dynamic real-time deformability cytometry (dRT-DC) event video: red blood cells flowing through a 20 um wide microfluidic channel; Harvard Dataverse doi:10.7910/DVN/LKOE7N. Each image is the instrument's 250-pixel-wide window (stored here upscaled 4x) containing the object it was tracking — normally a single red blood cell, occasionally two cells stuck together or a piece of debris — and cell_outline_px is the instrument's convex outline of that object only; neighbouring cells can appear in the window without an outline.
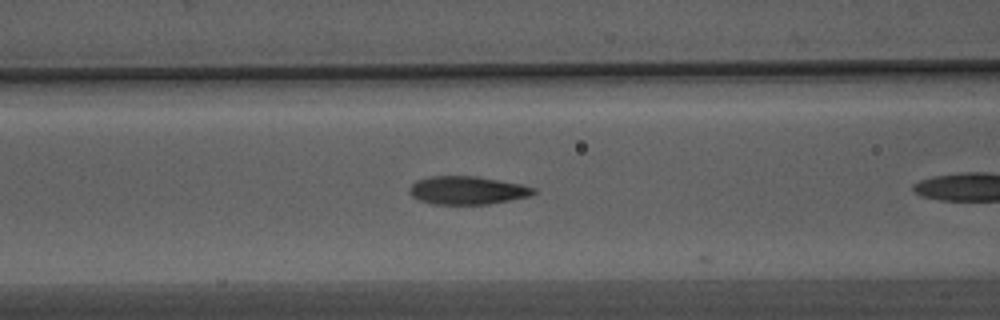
{"species": "Egyptian fruit bat (a non-hibernating species)", "species_latin": "Rousettus aegyptiacus", "temperature_condition": "warm", "stored_images_in_passage": 9, "camera_frame_rate_fps": 3000, "um_per_image_px": 0.085, "animal": {"sex": "male"}, "frame": {"image": 1, "passage_image": 8, "time_ms": 2.333, "image_size_px": [1000, 320], "cell_outline_px": [[536, 192], [528, 196], [488, 204], [432, 204], [420, 200], [412, 196], [408, 192], [408, 188], [416, 180], [428, 176], [476, 176], [520, 184], [536, 188]], "centroid_in_image_um": [39.66, 16.17], "position_along_channel_um": 126.9, "area_um2": 20.29}}